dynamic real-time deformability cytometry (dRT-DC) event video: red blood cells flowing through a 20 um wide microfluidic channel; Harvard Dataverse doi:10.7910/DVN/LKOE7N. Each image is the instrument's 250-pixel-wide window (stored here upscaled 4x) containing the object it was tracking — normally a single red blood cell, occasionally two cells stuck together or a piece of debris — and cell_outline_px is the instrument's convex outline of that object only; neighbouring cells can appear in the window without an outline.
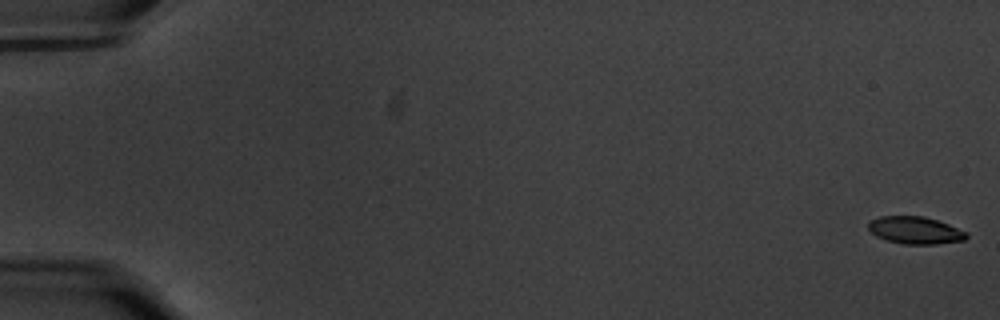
{"species": "common noctule bat (a hibernating species)", "species_latin": "Nyctalus noctula", "temperature_condition": "warm", "stored_images_in_passage": 57, "camera_frame_rate_fps": 3000, "um_per_image_px": 0.085, "animal": {"sex": "male", "body_mass_g": 20.1, "forearm_length_mm": 53.5}, "frame": {"image": 1, "passage_image": 1, "time_ms": 0.0, "image_size_px": [1000, 320], "cell_outline_px": [[968, 236], [964, 240], [936, 244], [904, 244], [888, 240], [876, 236], [868, 228], [868, 224], [872, 220], [880, 216], [924, 216], [948, 224], [968, 232]], "centroid_in_image_um": [77.81, 19.57], "position_along_channel_um": 7.2, "area_um2": 15.49}}
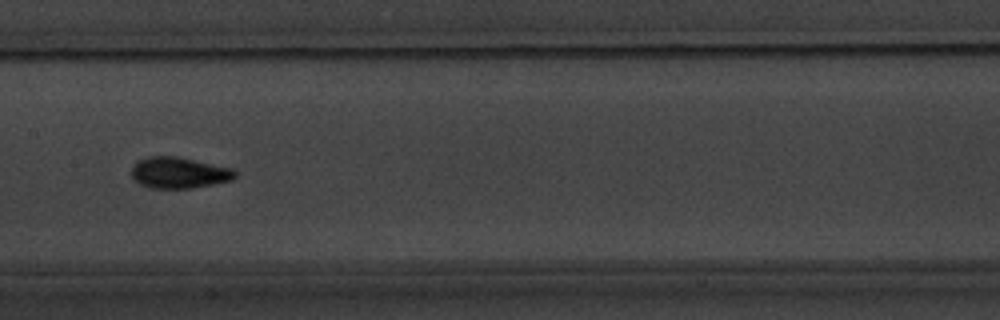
{"frame": {"image": 2, "passage_image": 31, "time_ms": 10.0, "image_size_px": [1000, 320], "cell_outline_px": [[236, 176], [232, 180], [192, 188], [148, 188], [140, 184], [132, 176], [132, 164], [136, 160], [148, 156], [176, 156], [232, 168], [236, 172]], "centroid_in_image_um": [15.18, 14.67], "position_along_channel_um": 192.2, "area_um2": 18.84}}
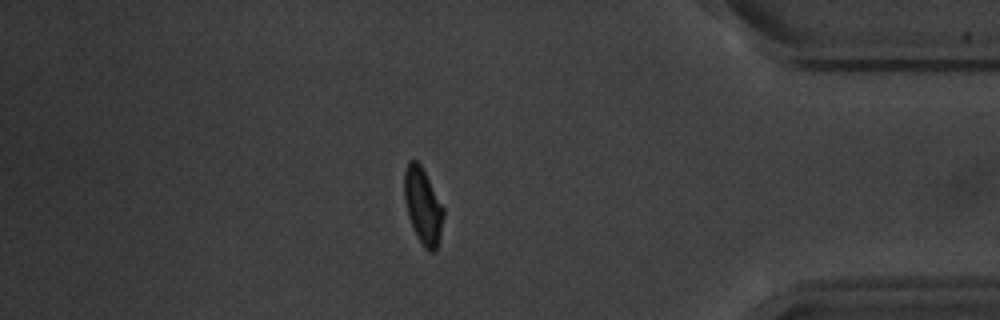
{"frame": {"image": 3, "passage_image": 51, "time_ms": 16.667, "image_size_px": [1000, 320], "cell_outline_px": [[444, 216], [440, 236], [436, 248], [432, 252], [428, 252], [424, 248], [408, 216], [404, 200], [404, 172], [408, 160], [416, 160], [420, 164], [444, 208]], "centroid_in_image_um": [35.94, 17.49], "position_along_channel_um": 399.3, "area_um2": 17.11}}